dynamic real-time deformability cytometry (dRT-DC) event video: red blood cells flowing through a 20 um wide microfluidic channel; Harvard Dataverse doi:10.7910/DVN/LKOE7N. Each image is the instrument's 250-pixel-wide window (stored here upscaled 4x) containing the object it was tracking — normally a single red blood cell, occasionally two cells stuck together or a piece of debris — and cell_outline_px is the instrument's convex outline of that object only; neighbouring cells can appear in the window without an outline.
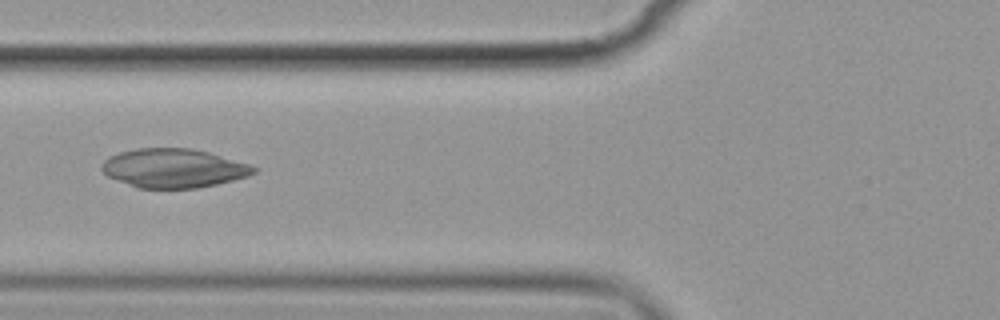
{"species": "common noctule bat (a hibernating species)", "species_latin": "Nyctalus noctula", "temperature_condition": "cold", "stored_images_in_passage": 11, "camera_frame_rate_fps": 3000, "um_per_image_px": 0.085, "animal": {"sex": "female", "body_mass_g": 19.9}, "frame": {"image": 1, "passage_image": 5, "time_ms": 5.667, "image_size_px": [1000, 320], "cell_outline_px": [[256, 172], [248, 176], [216, 184], [196, 188], [136, 188], [108, 176], [100, 168], [100, 164], [104, 160], [120, 152], [136, 148], [192, 148], [208, 152], [248, 164], [256, 168]], "centroid_in_image_um": [14.72, 14.3], "position_along_channel_um": 111.1, "area_um2": 34.28}}
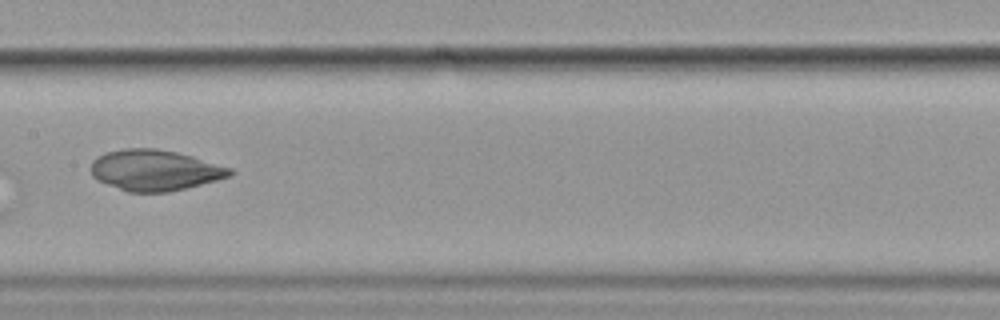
{"frame": {"image": 2, "passage_image": 7, "time_ms": 8.0, "image_size_px": [1000, 320], "cell_outline_px": [[236, 172], [232, 176], [168, 192], [128, 192], [96, 180], [92, 176], [88, 168], [92, 160], [96, 156], [104, 152], [124, 148], [156, 148], [176, 152], [192, 156], [232, 168]], "centroid_in_image_um": [13.11, 14.46], "position_along_channel_um": 194.3, "area_um2": 33.41}}